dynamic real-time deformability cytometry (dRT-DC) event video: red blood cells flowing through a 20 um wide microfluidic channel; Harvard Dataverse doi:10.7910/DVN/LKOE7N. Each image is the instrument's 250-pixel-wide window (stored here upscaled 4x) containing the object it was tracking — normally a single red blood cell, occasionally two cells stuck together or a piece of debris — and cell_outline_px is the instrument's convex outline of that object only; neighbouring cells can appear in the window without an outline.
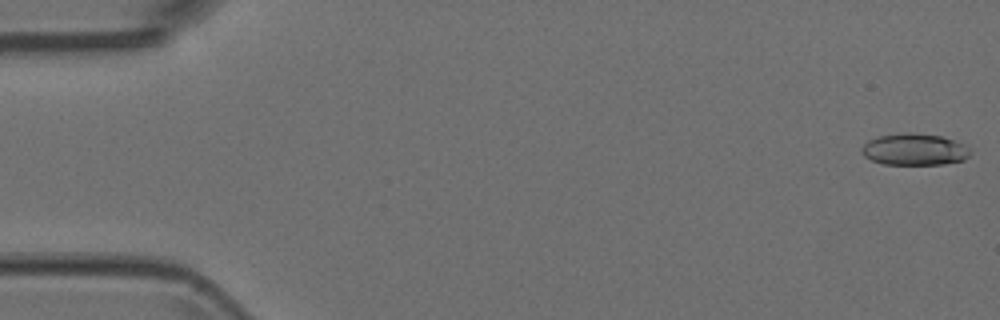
{"species": "Egyptian fruit bat (a non-hibernating species)", "species_latin": "Rousettus aegyptiacus", "temperature_condition": "room temperature", "stored_images_in_passage": 5, "camera_frame_rate_fps": 3000, "um_per_image_px": 0.085, "animal": {"sex": "female"}, "frame": {"image": 1, "passage_image": 1, "time_ms": 0.0, "image_size_px": [1000, 320], "cell_outline_px": [[968, 156], [964, 160], [944, 164], [884, 164], [872, 160], [864, 156], [860, 152], [860, 148], [868, 140], [880, 136], [908, 132], [912, 132], [940, 136], [964, 144], [968, 148]], "centroid_in_image_um": [77.69, 12.7], "position_along_channel_um": 7.3, "area_um2": 19.88}}
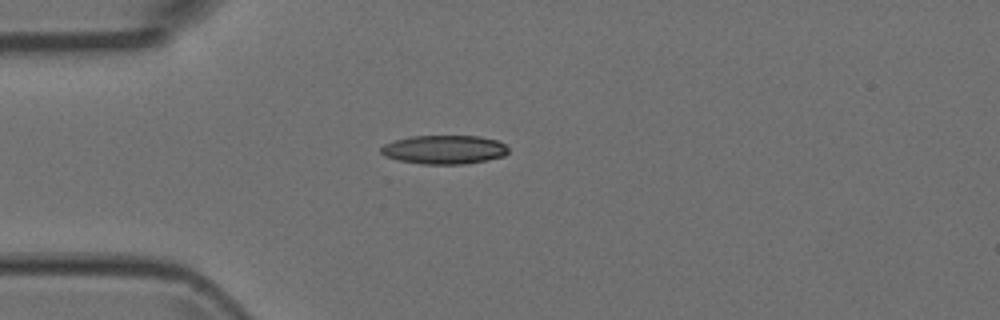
{"frame": {"image": 2, "passage_image": 4, "time_ms": 1.0, "image_size_px": [1000, 320], "cell_outline_px": [[508, 152], [504, 156], [464, 164], [424, 164], [396, 160], [384, 156], [380, 152], [380, 148], [384, 144], [396, 140], [412, 136], [480, 136], [496, 140], [504, 144], [508, 148]], "centroid_in_image_um": [37.73, 12.72], "position_along_channel_um": 47.3, "area_um2": 21.33}}